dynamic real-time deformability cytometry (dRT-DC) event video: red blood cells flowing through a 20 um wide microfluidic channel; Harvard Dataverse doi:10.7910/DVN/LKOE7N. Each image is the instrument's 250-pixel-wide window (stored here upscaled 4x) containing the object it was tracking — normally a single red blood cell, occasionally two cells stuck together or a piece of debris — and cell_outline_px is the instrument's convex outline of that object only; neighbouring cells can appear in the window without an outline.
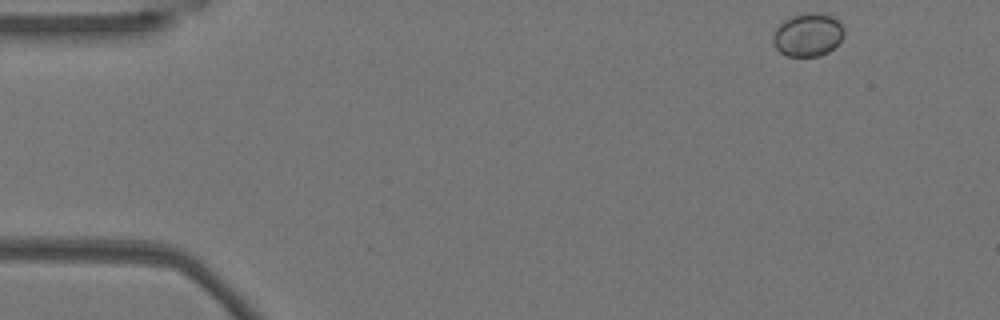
{"species": "Egyptian fruit bat (a non-hibernating species)", "species_latin": "Rousettus aegyptiacus", "temperature_condition": "warm", "stored_images_in_passage": 42, "camera_frame_rate_fps": 3000, "um_per_image_px": 0.085, "animal": {"sex": "female"}, "frame": {"image": 1, "passage_image": 1, "time_ms": 0.0, "image_size_px": [1000, 320], "cell_outline_px": [[844, 36], [828, 52], [820, 56], [788, 56], [780, 52], [772, 44], [772, 36], [776, 28], [784, 20], [800, 12], [820, 12], [836, 16], [840, 20], [844, 28]], "centroid_in_image_um": [68.68, 2.92], "position_along_channel_um": 16.3, "area_um2": 18.32}}
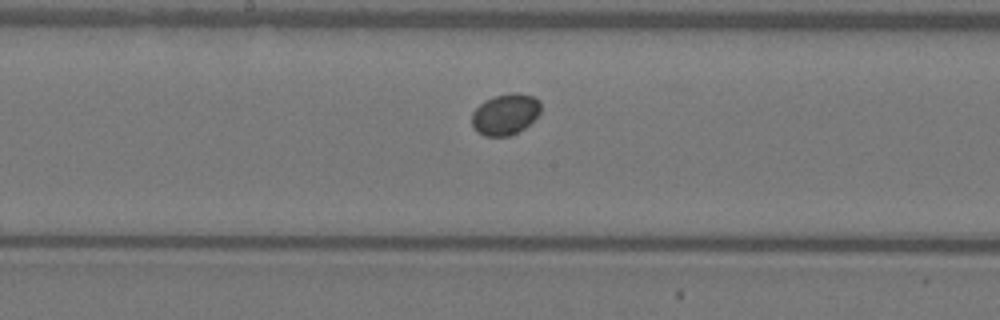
{"frame": {"image": 2, "passage_image": 24, "time_ms": 7.667, "image_size_px": [1000, 320], "cell_outline_px": [[540, 112], [524, 128], [508, 136], [484, 136], [476, 132], [472, 128], [472, 112], [484, 100], [496, 96], [516, 92], [532, 96], [540, 100]], "centroid_in_image_um": [42.92, 9.72], "position_along_channel_um": 205.3, "area_um2": 16.42}}
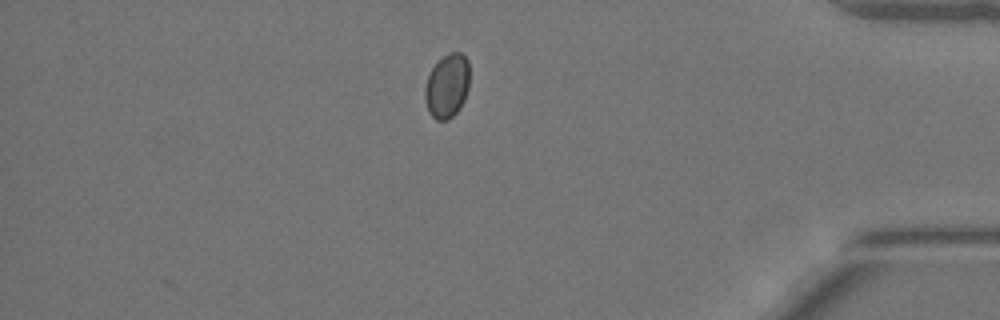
{"frame": {"image": 3, "passage_image": 42, "time_ms": 13.667, "image_size_px": [1000, 320], "cell_outline_px": [[468, 88], [464, 100], [460, 108], [448, 120], [436, 120], [428, 112], [424, 96], [424, 88], [428, 76], [432, 68], [448, 52], [460, 52], [468, 60]], "centroid_in_image_um": [37.99, 7.32], "position_along_channel_um": 397.2, "area_um2": 16.59}}